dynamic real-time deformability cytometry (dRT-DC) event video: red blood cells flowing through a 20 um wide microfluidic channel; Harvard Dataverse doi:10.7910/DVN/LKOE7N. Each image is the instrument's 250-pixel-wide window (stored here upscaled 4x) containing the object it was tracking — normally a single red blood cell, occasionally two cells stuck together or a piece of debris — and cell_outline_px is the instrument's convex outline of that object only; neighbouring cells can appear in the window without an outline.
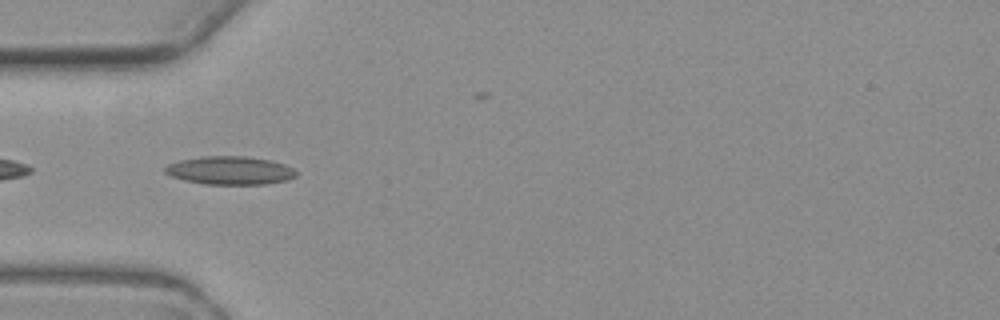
{"species": "common noctule bat (a hibernating species)", "species_latin": "Nyctalus noctula", "temperature_condition": "warm", "stored_images_in_passage": 9, "camera_frame_rate_fps": 3000, "um_per_image_px": 0.085, "animal": {"sex": "female", "body_mass_g": 19.3, "forearm_length_mm": 54.1}, "frame": {"image": 1, "passage_image": 7, "time_ms": 7.333, "image_size_px": [1000, 320], "cell_outline_px": [[296, 176], [284, 180], [264, 184], [204, 184], [184, 180], [172, 176], [164, 172], [164, 168], [168, 164], [180, 160], [200, 156], [244, 156], [272, 160], [284, 164], [292, 168], [296, 172]], "centroid_in_image_um": [19.52, 14.48], "position_along_channel_um": 65.5, "area_um2": 21.5}}
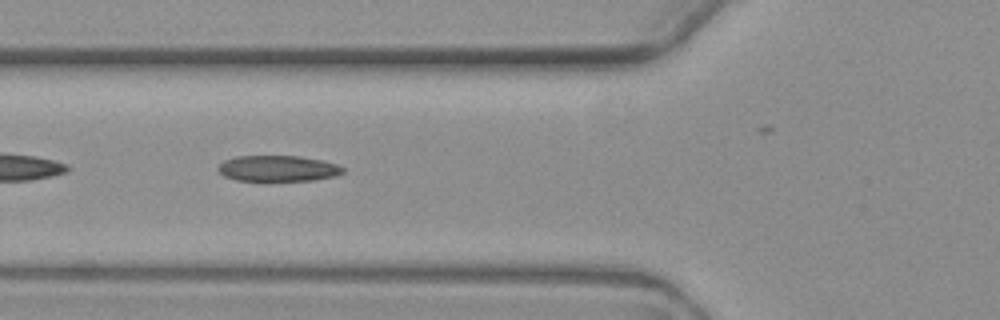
{"frame": {"image": 2, "passage_image": 8, "time_ms": 8.333, "image_size_px": [1000, 320], "cell_outline_px": [[344, 172], [336, 176], [312, 180], [236, 180], [224, 176], [216, 168], [224, 160], [236, 156], [300, 156], [324, 160], [336, 164], [344, 168]], "centroid_in_image_um": [23.63, 14.31], "position_along_channel_um": 102.2, "area_um2": 18.79}}
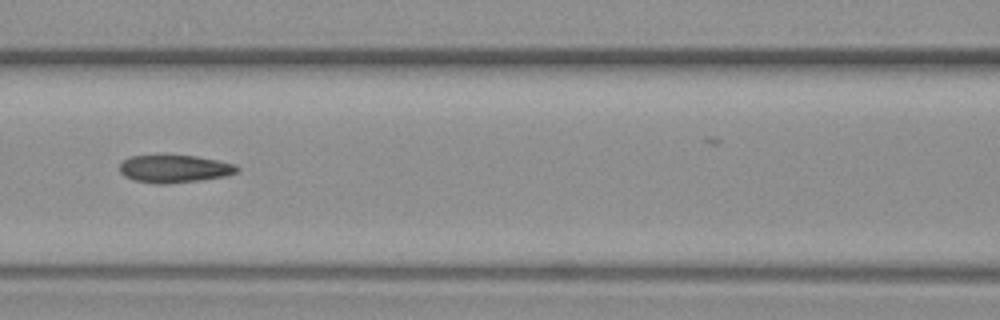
{"frame": {"image": 3, "passage_image": 9, "time_ms": 9.667, "image_size_px": [1000, 320], "cell_outline_px": [[240, 168], [236, 172], [224, 176], [200, 180], [168, 184], [160, 184], [132, 180], [124, 176], [120, 172], [120, 164], [124, 160], [132, 156], [196, 156], [236, 164]], "centroid_in_image_um": [14.82, 14.36], "position_along_channel_um": 151.8, "area_um2": 18.73}}